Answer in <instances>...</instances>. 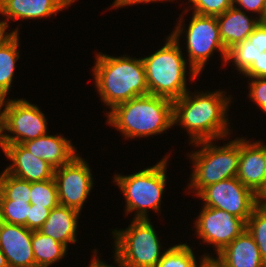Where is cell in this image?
I'll use <instances>...</instances> for the list:
<instances>
[{"instance_id":"12","label":"cell","mask_w":266,"mask_h":267,"mask_svg":"<svg viewBox=\"0 0 266 267\" xmlns=\"http://www.w3.org/2000/svg\"><path fill=\"white\" fill-rule=\"evenodd\" d=\"M195 228L202 242L212 244L218 254L246 230V222L221 209L203 206Z\"/></svg>"},{"instance_id":"37","label":"cell","mask_w":266,"mask_h":267,"mask_svg":"<svg viewBox=\"0 0 266 267\" xmlns=\"http://www.w3.org/2000/svg\"><path fill=\"white\" fill-rule=\"evenodd\" d=\"M96 252L97 250L94 249L93 259H91L89 267H104V261H101L99 258H97L98 256Z\"/></svg>"},{"instance_id":"9","label":"cell","mask_w":266,"mask_h":267,"mask_svg":"<svg viewBox=\"0 0 266 267\" xmlns=\"http://www.w3.org/2000/svg\"><path fill=\"white\" fill-rule=\"evenodd\" d=\"M1 144H22L47 133V120L37 105L25 99H2ZM13 133V135L6 132Z\"/></svg>"},{"instance_id":"2","label":"cell","mask_w":266,"mask_h":267,"mask_svg":"<svg viewBox=\"0 0 266 267\" xmlns=\"http://www.w3.org/2000/svg\"><path fill=\"white\" fill-rule=\"evenodd\" d=\"M94 83L102 102L113 109L132 98L149 94L141 58L114 57L99 52L95 56Z\"/></svg>"},{"instance_id":"40","label":"cell","mask_w":266,"mask_h":267,"mask_svg":"<svg viewBox=\"0 0 266 267\" xmlns=\"http://www.w3.org/2000/svg\"><path fill=\"white\" fill-rule=\"evenodd\" d=\"M259 204L266 207V189L259 196Z\"/></svg>"},{"instance_id":"6","label":"cell","mask_w":266,"mask_h":267,"mask_svg":"<svg viewBox=\"0 0 266 267\" xmlns=\"http://www.w3.org/2000/svg\"><path fill=\"white\" fill-rule=\"evenodd\" d=\"M168 158L165 156L154 166L145 168L131 175H114V182L125 196V213H133V219L147 220L148 209L160 212L162 194L166 186V166Z\"/></svg>"},{"instance_id":"8","label":"cell","mask_w":266,"mask_h":267,"mask_svg":"<svg viewBox=\"0 0 266 267\" xmlns=\"http://www.w3.org/2000/svg\"><path fill=\"white\" fill-rule=\"evenodd\" d=\"M192 19L185 31L182 24L183 18L179 21L171 35L179 39L180 35L186 32V48L189 61V76L193 81L202 73L204 66L213 55L214 50H218L224 63L227 60L228 51L225 49L220 37L219 25L216 16H202L192 13Z\"/></svg>"},{"instance_id":"17","label":"cell","mask_w":266,"mask_h":267,"mask_svg":"<svg viewBox=\"0 0 266 267\" xmlns=\"http://www.w3.org/2000/svg\"><path fill=\"white\" fill-rule=\"evenodd\" d=\"M75 0H0V14L10 20L47 18L69 7Z\"/></svg>"},{"instance_id":"30","label":"cell","mask_w":266,"mask_h":267,"mask_svg":"<svg viewBox=\"0 0 266 267\" xmlns=\"http://www.w3.org/2000/svg\"><path fill=\"white\" fill-rule=\"evenodd\" d=\"M251 82L248 83L249 98L260 107V109L266 112V77L251 78Z\"/></svg>"},{"instance_id":"29","label":"cell","mask_w":266,"mask_h":267,"mask_svg":"<svg viewBox=\"0 0 266 267\" xmlns=\"http://www.w3.org/2000/svg\"><path fill=\"white\" fill-rule=\"evenodd\" d=\"M193 5V13L202 16H218L228 10L232 5V0H189Z\"/></svg>"},{"instance_id":"3","label":"cell","mask_w":266,"mask_h":267,"mask_svg":"<svg viewBox=\"0 0 266 267\" xmlns=\"http://www.w3.org/2000/svg\"><path fill=\"white\" fill-rule=\"evenodd\" d=\"M106 114L107 123L125 138H145L173 127V101L151 94L132 98Z\"/></svg>"},{"instance_id":"1","label":"cell","mask_w":266,"mask_h":267,"mask_svg":"<svg viewBox=\"0 0 266 267\" xmlns=\"http://www.w3.org/2000/svg\"><path fill=\"white\" fill-rule=\"evenodd\" d=\"M224 93L208 91L191 94L188 91L173 101V125L187 129L190 144L218 141L230 135L227 112L232 99Z\"/></svg>"},{"instance_id":"35","label":"cell","mask_w":266,"mask_h":267,"mask_svg":"<svg viewBox=\"0 0 266 267\" xmlns=\"http://www.w3.org/2000/svg\"><path fill=\"white\" fill-rule=\"evenodd\" d=\"M158 1H173V0H114L112 8H121L124 6H130L140 3H150V2H158Z\"/></svg>"},{"instance_id":"15","label":"cell","mask_w":266,"mask_h":267,"mask_svg":"<svg viewBox=\"0 0 266 267\" xmlns=\"http://www.w3.org/2000/svg\"><path fill=\"white\" fill-rule=\"evenodd\" d=\"M1 149L12 164L5 170L28 182H38L54 178L55 168L41 158L35 157L21 144H1Z\"/></svg>"},{"instance_id":"10","label":"cell","mask_w":266,"mask_h":267,"mask_svg":"<svg viewBox=\"0 0 266 267\" xmlns=\"http://www.w3.org/2000/svg\"><path fill=\"white\" fill-rule=\"evenodd\" d=\"M197 196L205 201L204 206L221 209L245 222L259 204V196L245 187L237 177L209 185Z\"/></svg>"},{"instance_id":"25","label":"cell","mask_w":266,"mask_h":267,"mask_svg":"<svg viewBox=\"0 0 266 267\" xmlns=\"http://www.w3.org/2000/svg\"><path fill=\"white\" fill-rule=\"evenodd\" d=\"M30 204L48 209L60 205L55 179L31 182Z\"/></svg>"},{"instance_id":"23","label":"cell","mask_w":266,"mask_h":267,"mask_svg":"<svg viewBox=\"0 0 266 267\" xmlns=\"http://www.w3.org/2000/svg\"><path fill=\"white\" fill-rule=\"evenodd\" d=\"M197 264L192 248L187 244H176L164 250V254L156 267H200L206 259H212L209 254H204Z\"/></svg>"},{"instance_id":"42","label":"cell","mask_w":266,"mask_h":267,"mask_svg":"<svg viewBox=\"0 0 266 267\" xmlns=\"http://www.w3.org/2000/svg\"><path fill=\"white\" fill-rule=\"evenodd\" d=\"M104 267H114V266H112V265H108V264H106L105 262H104ZM119 267V266H118Z\"/></svg>"},{"instance_id":"24","label":"cell","mask_w":266,"mask_h":267,"mask_svg":"<svg viewBox=\"0 0 266 267\" xmlns=\"http://www.w3.org/2000/svg\"><path fill=\"white\" fill-rule=\"evenodd\" d=\"M31 182L15 177L6 170L0 174V201L30 203Z\"/></svg>"},{"instance_id":"5","label":"cell","mask_w":266,"mask_h":267,"mask_svg":"<svg viewBox=\"0 0 266 267\" xmlns=\"http://www.w3.org/2000/svg\"><path fill=\"white\" fill-rule=\"evenodd\" d=\"M213 141L193 143L197 147L201 145V149L189 154L194 170L188 187L193 189V192L195 190L196 196L205 187L224 179L237 177L238 174L240 138L227 142L222 147L215 145Z\"/></svg>"},{"instance_id":"27","label":"cell","mask_w":266,"mask_h":267,"mask_svg":"<svg viewBox=\"0 0 266 267\" xmlns=\"http://www.w3.org/2000/svg\"><path fill=\"white\" fill-rule=\"evenodd\" d=\"M261 52L248 39L239 42L228 50L226 63L232 61L240 73H244Z\"/></svg>"},{"instance_id":"28","label":"cell","mask_w":266,"mask_h":267,"mask_svg":"<svg viewBox=\"0 0 266 267\" xmlns=\"http://www.w3.org/2000/svg\"><path fill=\"white\" fill-rule=\"evenodd\" d=\"M31 209L25 201H0V218L3 222L27 227V217Z\"/></svg>"},{"instance_id":"41","label":"cell","mask_w":266,"mask_h":267,"mask_svg":"<svg viewBox=\"0 0 266 267\" xmlns=\"http://www.w3.org/2000/svg\"><path fill=\"white\" fill-rule=\"evenodd\" d=\"M2 99H0V145H1V135H2V131H1V114H2Z\"/></svg>"},{"instance_id":"11","label":"cell","mask_w":266,"mask_h":267,"mask_svg":"<svg viewBox=\"0 0 266 267\" xmlns=\"http://www.w3.org/2000/svg\"><path fill=\"white\" fill-rule=\"evenodd\" d=\"M54 179L60 205L81 212L94 181L86 160L78 153L69 163L55 169Z\"/></svg>"},{"instance_id":"31","label":"cell","mask_w":266,"mask_h":267,"mask_svg":"<svg viewBox=\"0 0 266 267\" xmlns=\"http://www.w3.org/2000/svg\"><path fill=\"white\" fill-rule=\"evenodd\" d=\"M51 209L31 204L27 217V228L32 231L39 230L50 215Z\"/></svg>"},{"instance_id":"39","label":"cell","mask_w":266,"mask_h":267,"mask_svg":"<svg viewBox=\"0 0 266 267\" xmlns=\"http://www.w3.org/2000/svg\"><path fill=\"white\" fill-rule=\"evenodd\" d=\"M0 267H9L6 257L1 249H0Z\"/></svg>"},{"instance_id":"16","label":"cell","mask_w":266,"mask_h":267,"mask_svg":"<svg viewBox=\"0 0 266 267\" xmlns=\"http://www.w3.org/2000/svg\"><path fill=\"white\" fill-rule=\"evenodd\" d=\"M212 260L219 267H266L258 246L248 230H244Z\"/></svg>"},{"instance_id":"32","label":"cell","mask_w":266,"mask_h":267,"mask_svg":"<svg viewBox=\"0 0 266 267\" xmlns=\"http://www.w3.org/2000/svg\"><path fill=\"white\" fill-rule=\"evenodd\" d=\"M233 5L238 4L239 9L251 11L259 14V20L266 21V3L265 0H232ZM241 7V8H240ZM244 7V8H243Z\"/></svg>"},{"instance_id":"21","label":"cell","mask_w":266,"mask_h":267,"mask_svg":"<svg viewBox=\"0 0 266 267\" xmlns=\"http://www.w3.org/2000/svg\"><path fill=\"white\" fill-rule=\"evenodd\" d=\"M19 35L12 33L0 44V99H5L13 82L16 61L19 58Z\"/></svg>"},{"instance_id":"26","label":"cell","mask_w":266,"mask_h":267,"mask_svg":"<svg viewBox=\"0 0 266 267\" xmlns=\"http://www.w3.org/2000/svg\"><path fill=\"white\" fill-rule=\"evenodd\" d=\"M246 229L256 242L266 264V207L258 204L246 222Z\"/></svg>"},{"instance_id":"18","label":"cell","mask_w":266,"mask_h":267,"mask_svg":"<svg viewBox=\"0 0 266 267\" xmlns=\"http://www.w3.org/2000/svg\"><path fill=\"white\" fill-rule=\"evenodd\" d=\"M21 145L35 157L43 159L55 169L69 163L77 155V148L72 146L71 140H67L62 135L46 134Z\"/></svg>"},{"instance_id":"13","label":"cell","mask_w":266,"mask_h":267,"mask_svg":"<svg viewBox=\"0 0 266 267\" xmlns=\"http://www.w3.org/2000/svg\"><path fill=\"white\" fill-rule=\"evenodd\" d=\"M238 180L257 196L266 189V145L240 138Z\"/></svg>"},{"instance_id":"34","label":"cell","mask_w":266,"mask_h":267,"mask_svg":"<svg viewBox=\"0 0 266 267\" xmlns=\"http://www.w3.org/2000/svg\"><path fill=\"white\" fill-rule=\"evenodd\" d=\"M262 53L266 51V21H261L247 38Z\"/></svg>"},{"instance_id":"19","label":"cell","mask_w":266,"mask_h":267,"mask_svg":"<svg viewBox=\"0 0 266 267\" xmlns=\"http://www.w3.org/2000/svg\"><path fill=\"white\" fill-rule=\"evenodd\" d=\"M216 18L220 37L227 51L239 42L246 40L261 22L258 17L250 18L242 9L237 8V5H232Z\"/></svg>"},{"instance_id":"36","label":"cell","mask_w":266,"mask_h":267,"mask_svg":"<svg viewBox=\"0 0 266 267\" xmlns=\"http://www.w3.org/2000/svg\"><path fill=\"white\" fill-rule=\"evenodd\" d=\"M8 26L0 20V44L5 41L12 33H18L19 34V29L18 27L15 28V30L11 31V32H6L7 31Z\"/></svg>"},{"instance_id":"14","label":"cell","mask_w":266,"mask_h":267,"mask_svg":"<svg viewBox=\"0 0 266 267\" xmlns=\"http://www.w3.org/2000/svg\"><path fill=\"white\" fill-rule=\"evenodd\" d=\"M32 230L25 226L2 221L0 227V249L9 267H35L32 250Z\"/></svg>"},{"instance_id":"38","label":"cell","mask_w":266,"mask_h":267,"mask_svg":"<svg viewBox=\"0 0 266 267\" xmlns=\"http://www.w3.org/2000/svg\"><path fill=\"white\" fill-rule=\"evenodd\" d=\"M200 267H219L212 259H206Z\"/></svg>"},{"instance_id":"22","label":"cell","mask_w":266,"mask_h":267,"mask_svg":"<svg viewBox=\"0 0 266 267\" xmlns=\"http://www.w3.org/2000/svg\"><path fill=\"white\" fill-rule=\"evenodd\" d=\"M32 247L35 267H49L65 257L68 250L65 245L42 234L39 230L32 233Z\"/></svg>"},{"instance_id":"7","label":"cell","mask_w":266,"mask_h":267,"mask_svg":"<svg viewBox=\"0 0 266 267\" xmlns=\"http://www.w3.org/2000/svg\"><path fill=\"white\" fill-rule=\"evenodd\" d=\"M114 261L119 267H156L164 252L150 219H132L125 230L112 231Z\"/></svg>"},{"instance_id":"33","label":"cell","mask_w":266,"mask_h":267,"mask_svg":"<svg viewBox=\"0 0 266 267\" xmlns=\"http://www.w3.org/2000/svg\"><path fill=\"white\" fill-rule=\"evenodd\" d=\"M246 78L266 77V51L255 58L253 64L242 74Z\"/></svg>"},{"instance_id":"20","label":"cell","mask_w":266,"mask_h":267,"mask_svg":"<svg viewBox=\"0 0 266 267\" xmlns=\"http://www.w3.org/2000/svg\"><path fill=\"white\" fill-rule=\"evenodd\" d=\"M80 212L66 206L53 208L39 231L68 247L76 243L77 224Z\"/></svg>"},{"instance_id":"4","label":"cell","mask_w":266,"mask_h":267,"mask_svg":"<svg viewBox=\"0 0 266 267\" xmlns=\"http://www.w3.org/2000/svg\"><path fill=\"white\" fill-rule=\"evenodd\" d=\"M165 42L161 49L141 59L145 68L149 94L174 101L188 92L187 59L183 57L179 39L169 35Z\"/></svg>"}]
</instances>
